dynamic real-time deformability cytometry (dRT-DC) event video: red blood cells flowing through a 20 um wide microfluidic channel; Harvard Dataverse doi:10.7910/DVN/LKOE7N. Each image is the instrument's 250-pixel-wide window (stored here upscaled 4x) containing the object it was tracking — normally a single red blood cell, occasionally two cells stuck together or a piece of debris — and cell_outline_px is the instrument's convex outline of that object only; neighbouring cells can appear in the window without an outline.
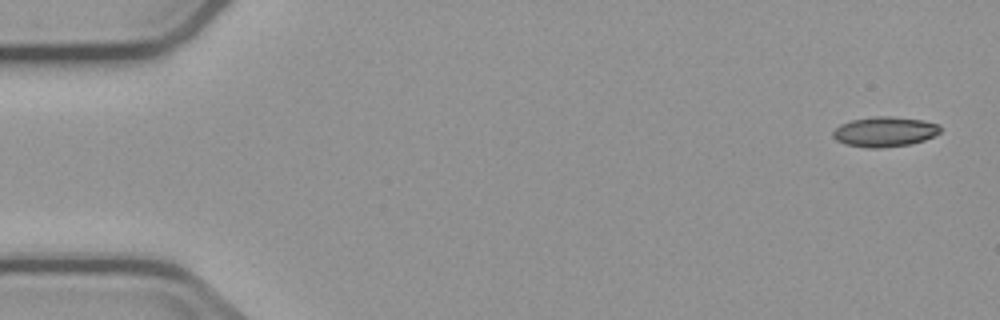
{"species": "common noctule bat (a hibernating species)", "species_latin": "Nyctalus noctula", "temperature_condition": "cold", "stored_images_in_passage": 5, "camera_frame_rate_fps": 3000, "um_per_image_px": 0.085, "animal": {"sex": "male", "body_mass_g": 23.1, "forearm_length_mm": 52.7}, "frame": {"image": 1, "passage_image": 1, "time_ms": 0.0, "image_size_px": [1000, 320], "cell_outline_px": [[940, 132], [924, 140], [912, 144], [880, 148], [868, 148], [844, 144], [836, 140], [832, 136], [832, 132], [840, 124], [852, 120], [876, 116], [892, 116], [924, 120], [940, 124]], "centroid_in_image_um": [75.19, 11.2], "position_along_channel_um": 9.8, "area_um2": 18.9}}
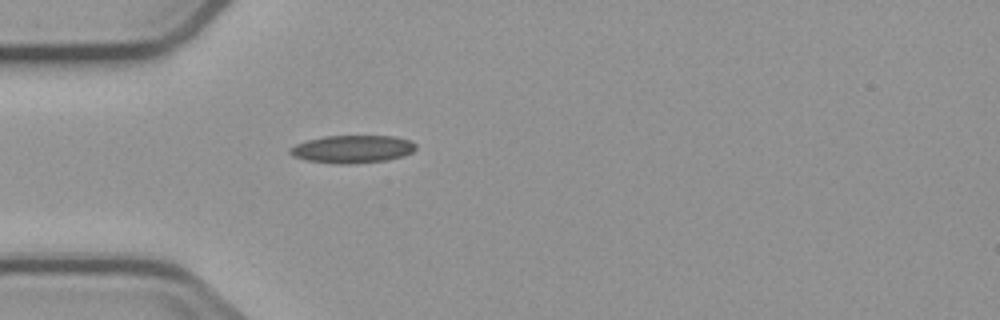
{"frame": {"image": 2, "passage_image": 5, "time_ms": 4.667, "image_size_px": [1000, 320], "cell_outline_px": [[416, 148], [412, 152], [404, 156], [388, 160], [356, 164], [332, 164], [304, 160], [292, 156], [288, 152], [288, 148], [296, 144], [308, 140], [328, 136], [392, 136], [408, 140], [416, 144]], "centroid_in_image_um": [29.92, 12.69], "position_along_channel_um": 55.1, "area_um2": 20.58}}